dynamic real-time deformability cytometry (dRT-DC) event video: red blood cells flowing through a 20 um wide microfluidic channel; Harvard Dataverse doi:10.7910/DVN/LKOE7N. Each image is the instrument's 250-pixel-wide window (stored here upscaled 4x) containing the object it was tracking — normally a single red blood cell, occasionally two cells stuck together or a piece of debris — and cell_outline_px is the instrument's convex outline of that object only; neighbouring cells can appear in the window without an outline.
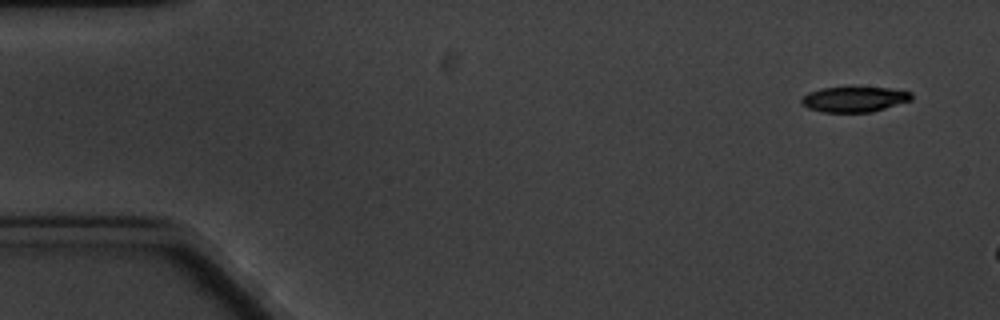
{"species": "common noctule bat (a hibernating species)", "species_latin": "Nyctalus noctula", "temperature_condition": "cold", "stored_images_in_passage": 4, "camera_frame_rate_fps": 3000, "um_per_image_px": 0.085, "animal": {"sex": "male", "body_mass_g": 20.1, "forearm_length_mm": 53.5}, "frame": {"image": 1, "passage_image": 1, "time_ms": 0.0, "image_size_px": [1000, 320], "cell_outline_px": [[912, 100], [872, 112], [820, 112], [808, 108], [800, 100], [808, 92], [820, 88], [892, 88], [912, 92]], "centroid_in_image_um": [72.63, 8.44], "position_along_channel_um": 12.4, "area_um2": 16.13}}